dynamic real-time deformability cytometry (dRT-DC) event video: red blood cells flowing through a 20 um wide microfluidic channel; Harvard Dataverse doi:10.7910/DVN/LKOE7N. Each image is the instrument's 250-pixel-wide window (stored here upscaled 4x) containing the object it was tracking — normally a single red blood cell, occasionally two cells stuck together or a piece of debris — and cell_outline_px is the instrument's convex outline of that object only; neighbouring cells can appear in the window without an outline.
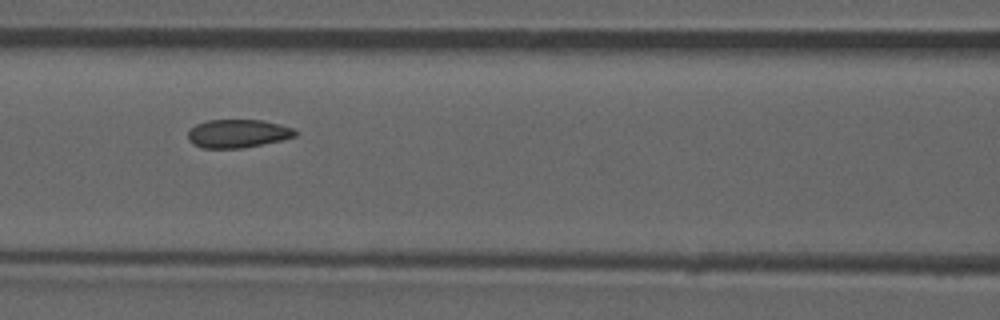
{"species": "common noctule bat (a hibernating species)", "species_latin": "Nyctalus noctula", "temperature_condition": "room temperature", "stored_images_in_passage": 53, "camera_frame_rate_fps": 3000, "um_per_image_px": 0.085, "animal": {"sex": "male", "forearm_length_mm": 52.5}, "frame": {"image": 1, "passage_image": 23, "time_ms": 7.333, "image_size_px": [1000, 320], "cell_outline_px": [[296, 136], [280, 140], [240, 148], [204, 148], [192, 144], [188, 140], [188, 132], [196, 124], [208, 120], [264, 120], [280, 124], [292, 128], [296, 132]], "centroid_in_image_um": [20.18, 11.34], "position_along_channel_um": 146.4, "area_um2": 17.51}, "authors_computed_cell_mechanics": {"area_um2": 18.0914, "velocity_mm_per_s": 3.9005, "shape_relaxation_time_tau1_ms": 7.599, "shape_relaxation_time_tau2_ms": 1.3876, "deformation_change_tau1": 0.116, "deformation_change_tau2": 0.0496}}